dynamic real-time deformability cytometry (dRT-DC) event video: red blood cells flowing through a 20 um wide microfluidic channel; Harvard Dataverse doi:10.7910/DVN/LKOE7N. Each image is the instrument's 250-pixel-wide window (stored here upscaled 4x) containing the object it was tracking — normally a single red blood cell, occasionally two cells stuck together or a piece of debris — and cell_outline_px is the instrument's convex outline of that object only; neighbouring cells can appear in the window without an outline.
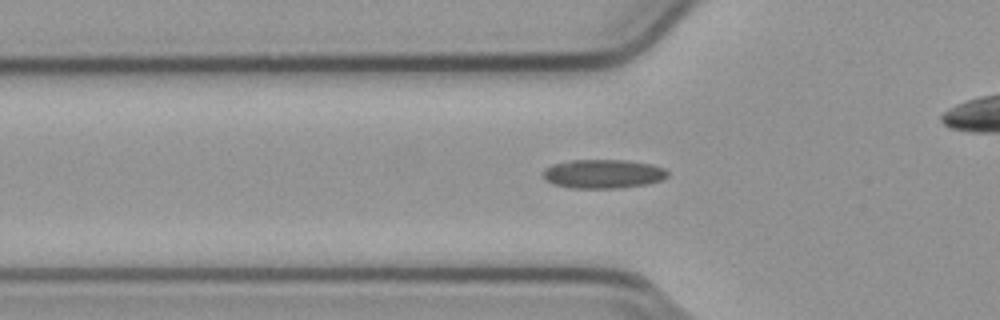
{"species": "common noctule bat (a hibernating species)", "species_latin": "Nyctalus noctula", "temperature_condition": "cold", "stored_images_in_passage": 55, "camera_frame_rate_fps": 3000, "um_per_image_px": 0.085, "animal": {"sex": "male", "body_mass_g": 23.1, "forearm_length_mm": 52.7}, "frame": {"image": 1, "passage_image": 18, "time_ms": 5.667, "image_size_px": [1000, 320], "cell_outline_px": [[668, 176], [660, 180], [648, 184], [620, 188], [572, 188], [552, 184], [544, 180], [544, 168], [552, 164], [572, 160], [624, 160], [652, 164], [664, 168], [668, 172]], "centroid_in_image_um": [51.25, 14.78], "position_along_channel_um": 74.5, "area_um2": 21.1}}
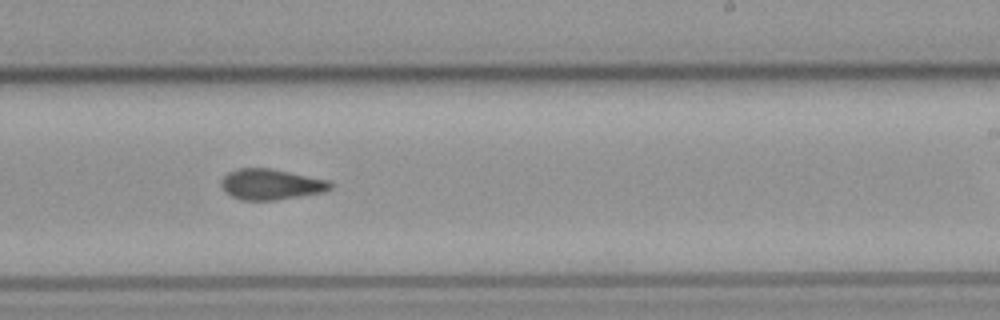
{"frame": {"image": 2, "passage_image": 33, "time_ms": 10.667, "image_size_px": [1000, 320], "cell_outline_px": [[332, 188], [324, 192], [276, 200], [240, 200], [232, 196], [220, 184], [220, 180], [228, 172], [240, 168], [268, 168], [328, 180], [332, 184]], "centroid_in_image_um": [23.03, 15.67], "position_along_channel_um": 266.0, "area_um2": 19.31}}
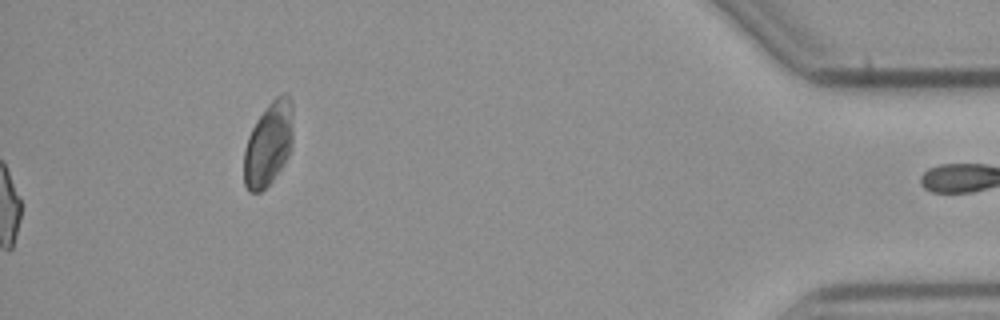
{"frame": {"image": 3, "passage_image": 55, "time_ms": 18.0, "image_size_px": [1000, 320], "cell_outline_px": [[292, 140], [288, 156], [272, 180], [260, 192], [248, 192], [244, 184], [244, 148], [248, 136], [256, 120], [268, 104], [276, 96], [284, 92], [292, 100]], "centroid_in_image_um": [22.81, 12.21], "position_along_channel_um": 412.4, "area_um2": 23.93}, "authors_computed_cell_mechanics": {"area_um2": 19.363, "velocity_mm_per_s": 3.8045, "shape_relaxation_time_tau1_ms": null, "shape_relaxation_time_tau2_ms": 2.4968, "deformation_change_tau1": null, "deformation_change_tau2": 0.0868}}